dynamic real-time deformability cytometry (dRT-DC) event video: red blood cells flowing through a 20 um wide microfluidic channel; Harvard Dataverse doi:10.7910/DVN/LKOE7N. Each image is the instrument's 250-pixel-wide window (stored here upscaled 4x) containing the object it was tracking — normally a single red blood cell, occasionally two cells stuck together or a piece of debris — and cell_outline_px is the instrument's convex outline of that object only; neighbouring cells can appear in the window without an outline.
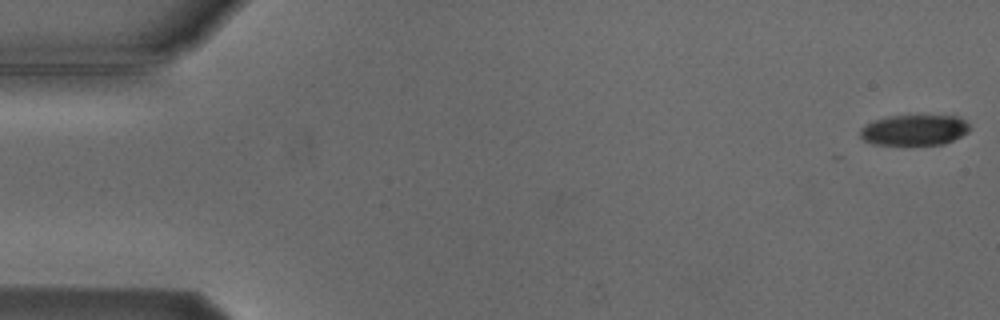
{"species": "Egyptian fruit bat (a non-hibernating species)", "species_latin": "Rousettus aegyptiacus", "temperature_condition": "cold", "stored_images_in_passage": 6, "camera_frame_rate_fps": 3000, "um_per_image_px": 0.085, "animal": {"sex": "male"}, "frame": {"image": 1, "passage_image": 1, "time_ms": 0.0, "image_size_px": [1000, 320], "cell_outline_px": [[968, 132], [944, 144], [872, 144], [864, 140], [860, 136], [860, 128], [864, 124], [872, 120], [892, 116], [960, 116], [968, 124]], "centroid_in_image_um": [77.67, 11.05], "position_along_channel_um": 7.3, "area_um2": 19.36}}
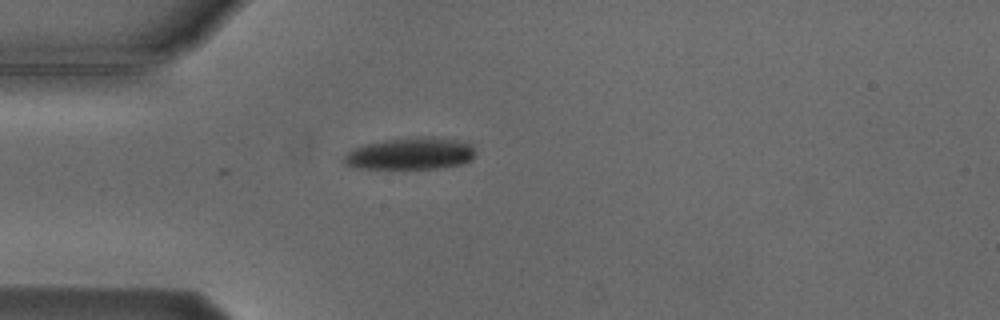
{"frame": {"image": 2, "passage_image": 5, "time_ms": 4.667, "image_size_px": [1000, 320], "cell_outline_px": [[476, 152], [472, 160], [460, 164], [440, 168], [352, 168], [344, 164], [344, 156], [352, 148], [368, 144], [388, 140], [416, 136], [456, 140], [472, 144]], "centroid_in_image_um": [34.9, 13.07], "position_along_channel_um": 50.1, "area_um2": 24.28}}